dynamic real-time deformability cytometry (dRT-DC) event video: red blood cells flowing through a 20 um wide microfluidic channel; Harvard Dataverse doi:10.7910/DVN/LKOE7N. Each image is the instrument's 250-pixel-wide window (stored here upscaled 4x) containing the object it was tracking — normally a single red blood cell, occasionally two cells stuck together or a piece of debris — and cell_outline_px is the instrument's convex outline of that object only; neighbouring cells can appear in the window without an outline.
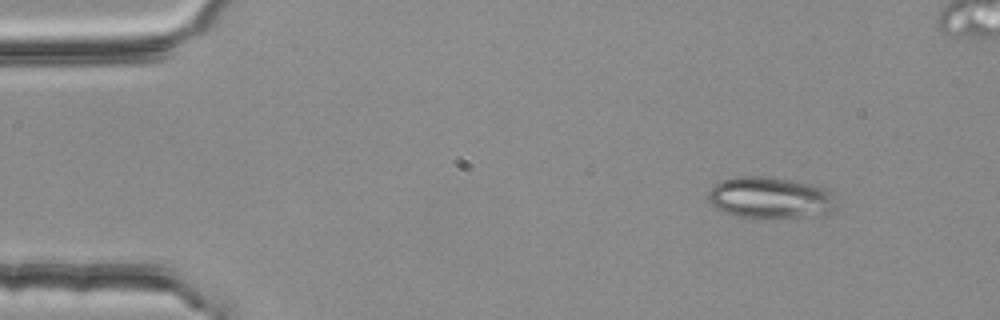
{"species": "common noctule bat (a hibernating species)", "species_latin": "Nyctalus noctula", "temperature_condition": "room temperature", "stored_images_in_passage": 50, "camera_frame_rate_fps": 3000, "um_per_image_px": 0.085, "animal": {"sex": "female", "body_mass_g": 25.1}, "frame": {"image": 1, "passage_image": 1, "time_ms": 0.0, "image_size_px": [1000, 320], "cell_outline_px": [[836, 208], [832, 212], [824, 216], [736, 216], [724, 212], [716, 208], [708, 200], [708, 192], [716, 184], [724, 180], [740, 176], [764, 176], [820, 184], [828, 188]], "centroid_in_image_um": [65.52, 16.78], "position_along_channel_um": 19.5, "area_um2": 30.75}}
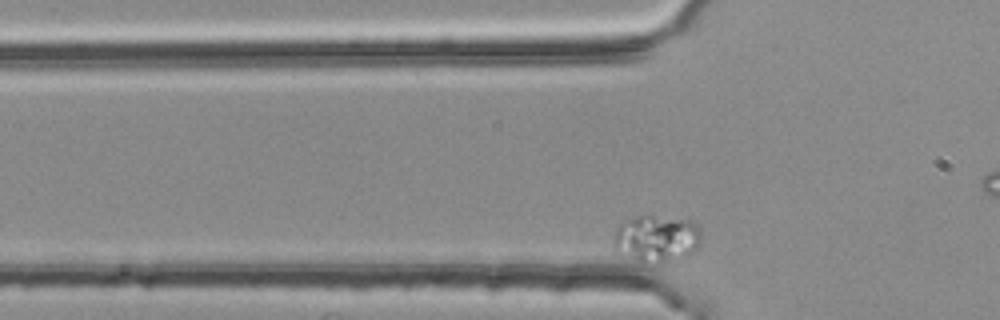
{"frame": {"image": 2, "passage_image": 7, "time_ms": 2.0, "image_size_px": [1000, 320], "cell_outline_px": [[700, 244], [688, 256], [660, 264], [656, 264], [640, 260], [616, 248], [612, 244], [612, 236], [616, 228], [620, 224], [636, 216], [652, 216], [692, 220], [700, 228]], "centroid_in_image_um": [55.85, 20.27], "position_along_channel_um": 70.0, "area_um2": 23.76}}
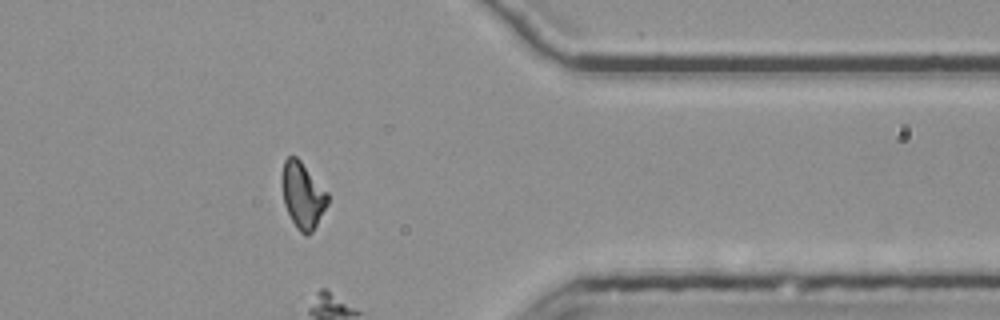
{"frame": {"image": 3, "passage_image": 39, "time_ms": 12.667, "image_size_px": [1000, 320], "cell_outline_px": [[328, 204], [312, 232], [308, 236], [304, 236], [296, 228], [284, 204], [280, 184], [280, 176], [284, 160], [288, 156], [296, 156], [300, 160], [328, 192]], "centroid_in_image_um": [25.7, 16.59], "position_along_channel_um": 385.7, "area_um2": 17.92}}